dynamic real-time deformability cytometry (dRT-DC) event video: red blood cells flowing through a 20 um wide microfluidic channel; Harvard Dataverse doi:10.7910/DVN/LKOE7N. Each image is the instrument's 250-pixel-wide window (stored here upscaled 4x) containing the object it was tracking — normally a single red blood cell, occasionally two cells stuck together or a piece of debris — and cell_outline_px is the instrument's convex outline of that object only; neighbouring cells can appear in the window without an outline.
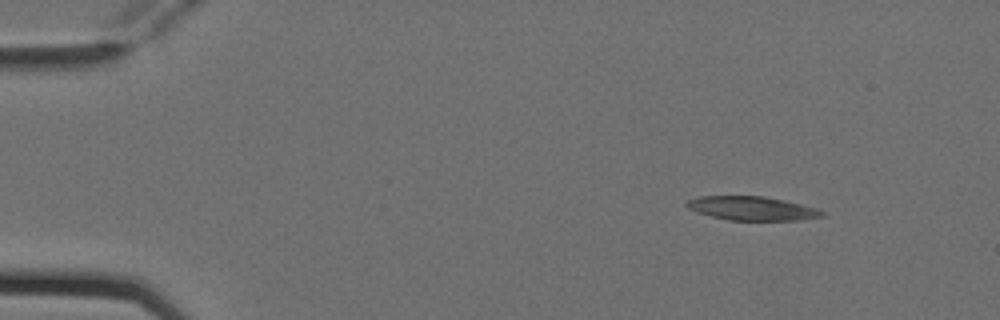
{"species": "Egyptian fruit bat (a non-hibernating species)", "species_latin": "Rousettus aegyptiacus", "temperature_condition": "cold", "stored_images_in_passage": 5, "camera_frame_rate_fps": 3000, "um_per_image_px": 0.085, "animal": {"sex": "female"}, "frame": {"image": 1, "passage_image": 1, "time_ms": 0.0, "image_size_px": [1000, 320], "cell_outline_px": [[828, 212], [824, 216], [800, 220], [728, 220], [696, 212], [688, 208], [684, 204], [688, 200], [696, 196], [764, 196], [784, 200], [820, 208]], "centroid_in_image_um": [63.97, 17.71], "position_along_channel_um": 21.0, "area_um2": 19.07}}